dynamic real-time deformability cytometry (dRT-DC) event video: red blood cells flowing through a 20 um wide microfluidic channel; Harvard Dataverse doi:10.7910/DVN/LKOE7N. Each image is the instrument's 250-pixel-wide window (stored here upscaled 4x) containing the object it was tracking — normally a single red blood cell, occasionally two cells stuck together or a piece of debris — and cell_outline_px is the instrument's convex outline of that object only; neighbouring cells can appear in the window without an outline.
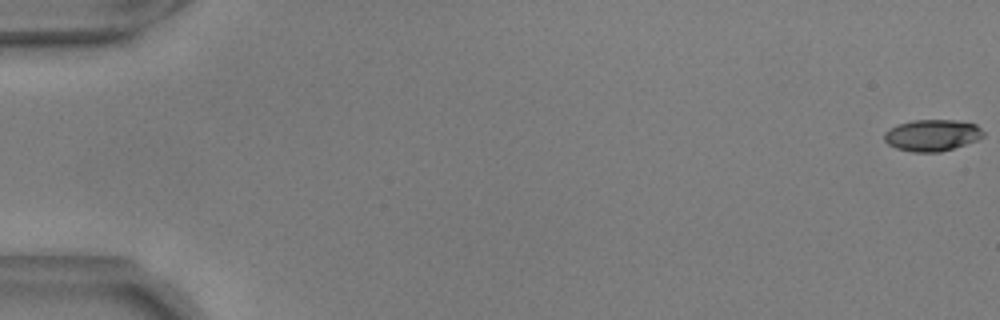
{"species": "common noctule bat (a hibernating species)", "species_latin": "Nyctalus noctula", "temperature_condition": "warm", "stored_images_in_passage": 13, "camera_frame_rate_fps": 3000, "um_per_image_px": 0.085, "animal": {"sex": "male", "body_mass_g": 17.9, "forearm_length_mm": 54.2}, "frame": {"image": 1, "passage_image": 1, "time_ms": 0.0, "image_size_px": [1000, 320], "cell_outline_px": [[984, 136], [976, 140], [940, 152], [912, 152], [896, 148], [888, 144], [884, 140], [884, 132], [888, 128], [912, 120], [956, 120], [976, 124], [984, 132]], "centroid_in_image_um": [79.2, 11.49], "position_along_channel_um": 5.8, "area_um2": 18.15}}